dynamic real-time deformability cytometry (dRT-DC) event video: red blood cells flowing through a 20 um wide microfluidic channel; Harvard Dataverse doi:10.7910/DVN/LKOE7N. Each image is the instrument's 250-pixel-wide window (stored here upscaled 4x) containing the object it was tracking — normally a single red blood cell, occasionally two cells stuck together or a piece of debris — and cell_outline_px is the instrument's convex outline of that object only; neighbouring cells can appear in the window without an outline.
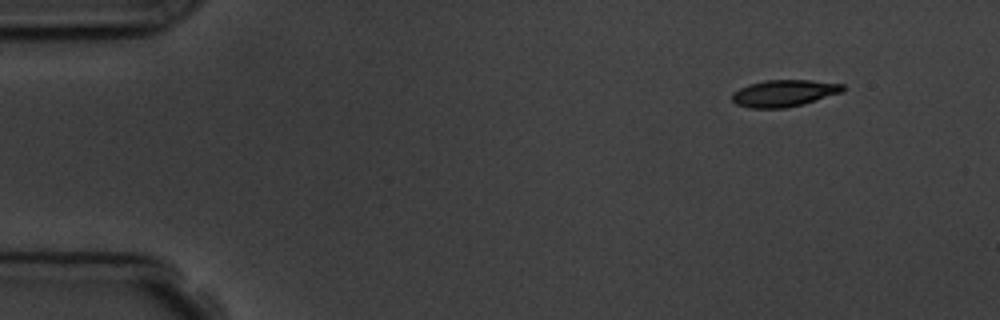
{"species": "common noctule bat (a hibernating species)", "species_latin": "Nyctalus noctula", "temperature_condition": "room temperature", "stored_images_in_passage": 4, "camera_frame_rate_fps": 3000, "um_per_image_px": 0.085, "animal": {"sex": "male", "body_mass_g": 19.5, "forearm_length_mm": 54.6}, "frame": {"image": 1, "passage_image": 1, "time_ms": 0.0, "image_size_px": [1000, 320], "cell_outline_px": [[844, 88], [840, 92], [804, 104], [784, 108], [748, 108], [736, 104], [732, 100], [732, 92], [748, 84], [764, 80], [812, 80], [844, 84]], "centroid_in_image_um": [66.6, 7.92], "position_along_channel_um": 18.4, "area_um2": 17.28}}